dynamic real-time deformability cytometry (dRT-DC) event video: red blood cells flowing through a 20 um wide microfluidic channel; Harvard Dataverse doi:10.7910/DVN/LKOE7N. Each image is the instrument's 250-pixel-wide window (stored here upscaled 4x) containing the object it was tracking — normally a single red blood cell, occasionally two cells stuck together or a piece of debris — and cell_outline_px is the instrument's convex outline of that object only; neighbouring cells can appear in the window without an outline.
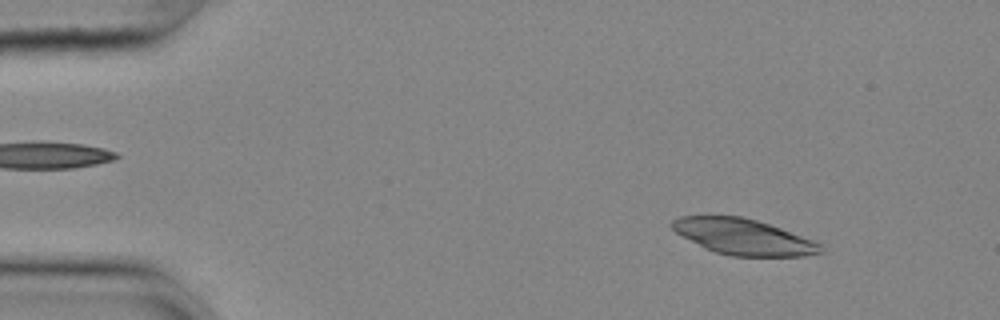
{"species": "common noctule bat (a hibernating species)", "species_latin": "Nyctalus noctula", "temperature_condition": "cold", "stored_images_in_passage": 52, "camera_frame_rate_fps": 3000, "um_per_image_px": 0.085, "animal": {"sex": "female", "body_mass_g": 25.1}, "frame": {"image": 1, "passage_image": 4, "time_ms": 1.0, "image_size_px": [1000, 320], "cell_outline_px": [[824, 252], [804, 256], [732, 256], [716, 252], [704, 248], [676, 232], [668, 224], [672, 220], [680, 216], [740, 216], [756, 220], [780, 228], [812, 240], [820, 244]], "centroid_in_image_um": [63.16, 20.13], "position_along_channel_um": 21.8, "area_um2": 30.69}}
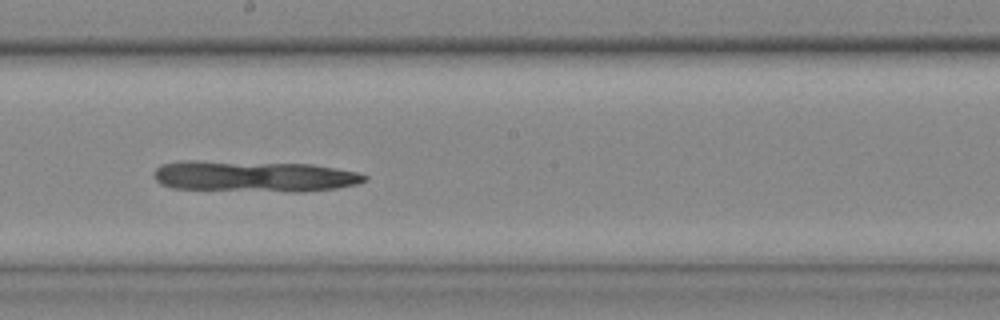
{"frame": {"image": 2, "passage_image": 28, "time_ms": 9.0, "image_size_px": [1000, 320], "cell_outline_px": [[368, 180], [356, 184], [336, 188], [304, 192], [292, 192], [172, 188], [160, 184], [152, 176], [152, 172], [160, 164], [184, 160], [196, 160], [312, 164], [356, 172], [368, 176]], "centroid_in_image_um": [21.54, 14.98], "position_along_channel_um": 226.7, "area_um2": 38.55}}
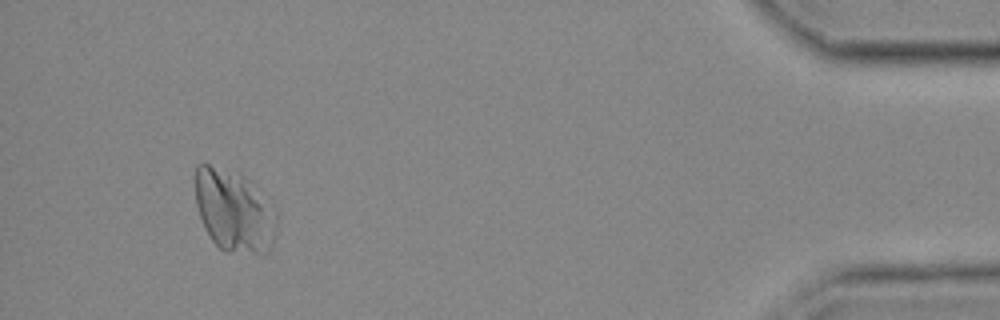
{"frame": {"image": 3, "passage_image": 49, "time_ms": 16.0, "image_size_px": [1000, 320], "cell_outline_px": [[276, 236], [268, 252], [264, 256], [228, 252], [220, 248], [212, 240], [204, 228], [196, 204], [196, 164], [208, 164], [240, 172], [276, 208]], "centroid_in_image_um": [19.93, 17.96], "position_along_channel_um": 415.3, "area_um2": 39.59}}